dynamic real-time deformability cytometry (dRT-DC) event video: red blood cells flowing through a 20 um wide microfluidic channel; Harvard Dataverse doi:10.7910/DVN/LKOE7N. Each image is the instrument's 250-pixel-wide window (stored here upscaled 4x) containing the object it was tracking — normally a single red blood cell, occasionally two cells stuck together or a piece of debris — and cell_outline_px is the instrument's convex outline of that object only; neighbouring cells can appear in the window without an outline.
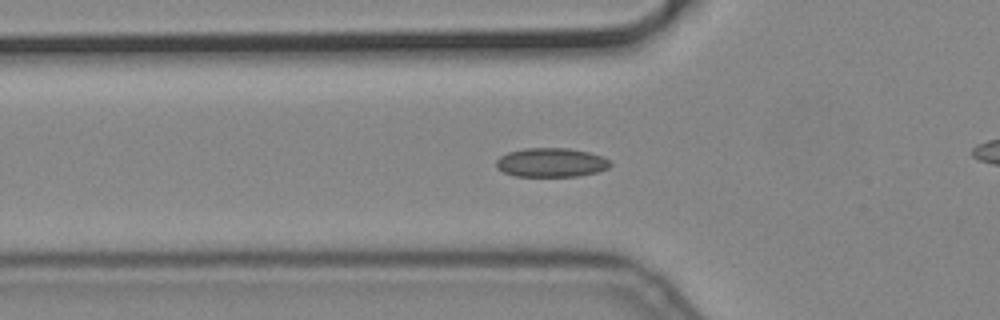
{"species": "common noctule bat (a hibernating species)", "species_latin": "Nyctalus noctula", "temperature_condition": "cold", "stored_images_in_passage": 57, "camera_frame_rate_fps": 3000, "um_per_image_px": 0.085, "animal": {"sex": "male", "body_mass_g": 19.2, "forearm_length_mm": 51.8}, "frame": {"image": 1, "passage_image": 19, "time_ms": 6.0, "image_size_px": [1000, 320], "cell_outline_px": [[612, 164], [608, 168], [596, 172], [576, 176], [516, 176], [504, 172], [496, 168], [496, 160], [500, 156], [508, 152], [524, 148], [568, 148], [588, 152], [600, 156], [608, 160]], "centroid_in_image_um": [46.81, 13.81], "position_along_channel_um": 79.0, "area_um2": 19.19}}
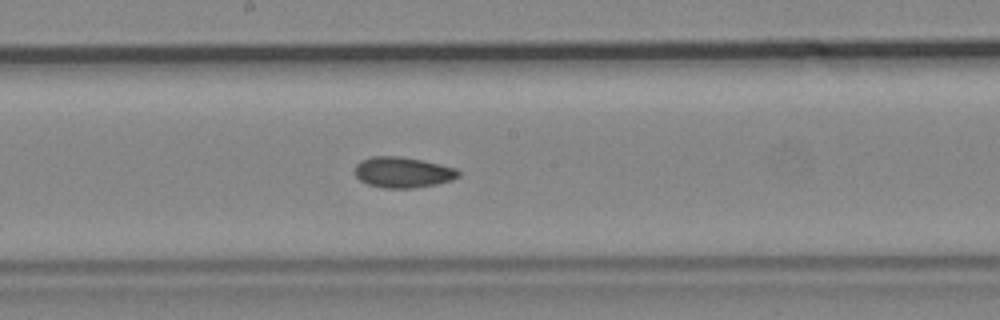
{"frame": {"image": 2, "passage_image": 30, "time_ms": 9.667, "image_size_px": [1000, 320], "cell_outline_px": [[460, 176], [452, 180], [436, 184], [412, 188], [384, 188], [368, 184], [360, 180], [356, 176], [356, 164], [360, 160], [372, 156], [400, 156], [420, 160], [456, 168], [460, 172]], "centroid_in_image_um": [34.23, 14.65], "position_along_channel_um": 214.0, "area_um2": 18.44}}
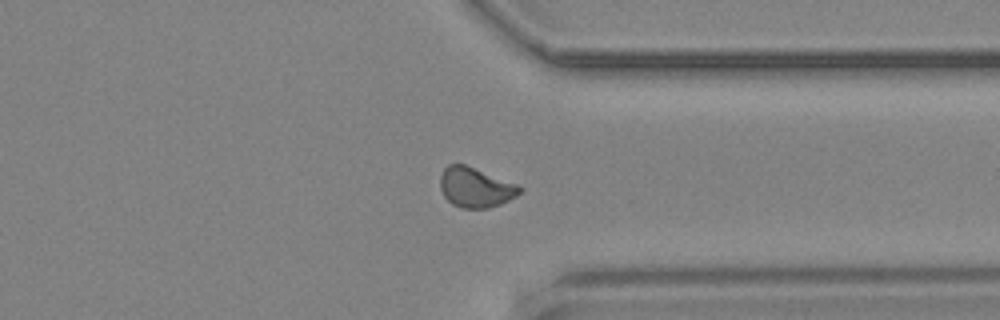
{"frame": {"image": 3, "passage_image": 43, "time_ms": 14.0, "image_size_px": [1000, 320], "cell_outline_px": [[524, 188], [516, 196], [500, 204], [488, 208], [460, 208], [452, 204], [444, 196], [440, 188], [440, 176], [444, 168], [448, 164], [464, 164], [520, 184]], "centroid_in_image_um": [40.43, 15.92], "position_along_channel_um": 371.0, "area_um2": 18.67}}